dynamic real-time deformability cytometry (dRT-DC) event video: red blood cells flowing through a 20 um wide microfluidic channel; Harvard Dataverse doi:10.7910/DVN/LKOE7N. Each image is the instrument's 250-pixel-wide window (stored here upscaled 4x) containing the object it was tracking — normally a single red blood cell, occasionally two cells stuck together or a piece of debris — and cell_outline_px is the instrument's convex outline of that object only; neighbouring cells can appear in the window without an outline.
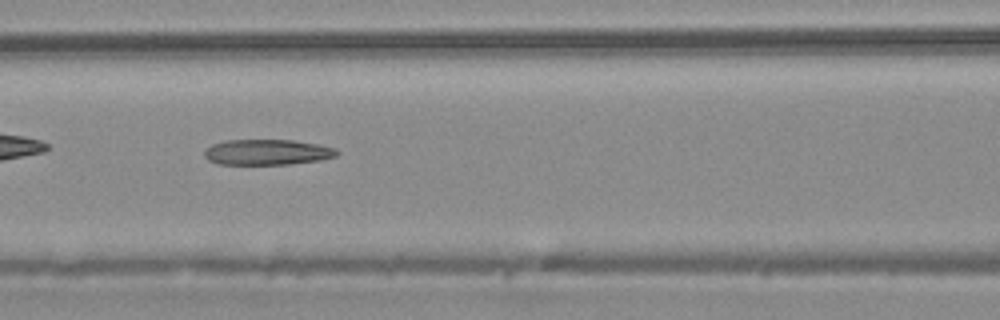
{"species": "common noctule bat (a hibernating species)", "species_latin": "Nyctalus noctula", "temperature_condition": "warm", "stored_images_in_passage": 33, "camera_frame_rate_fps": 3000, "um_per_image_px": 0.085, "animal": {"sex": "male", "body_mass_g": 20.4}, "frame": {"image": 1, "passage_image": 6, "time_ms": 1.667, "image_size_px": [1000, 320], "cell_outline_px": [[340, 152], [336, 156], [320, 160], [288, 164], [216, 164], [208, 160], [204, 156], [204, 148], [212, 144], [224, 140], [292, 140], [316, 144], [336, 148]], "centroid_in_image_um": [22.67, 12.93], "position_along_channel_um": 143.9, "area_um2": 19.83}}